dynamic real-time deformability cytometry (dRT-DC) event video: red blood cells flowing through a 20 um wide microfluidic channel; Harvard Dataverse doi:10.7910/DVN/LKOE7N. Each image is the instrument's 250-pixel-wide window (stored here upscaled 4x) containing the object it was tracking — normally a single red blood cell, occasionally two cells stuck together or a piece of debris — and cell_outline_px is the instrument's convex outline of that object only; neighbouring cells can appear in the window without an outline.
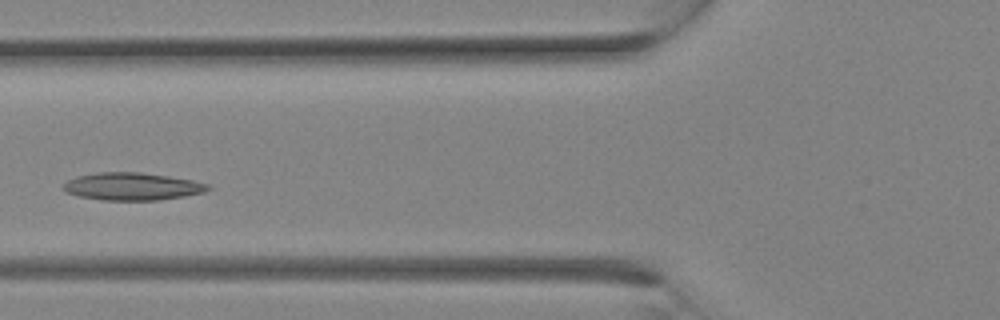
{"species": "Egyptian fruit bat (a non-hibernating species)", "species_latin": "Rousettus aegyptiacus", "temperature_condition": "room temperature", "stored_images_in_passage": 9, "camera_frame_rate_fps": 3000, "um_per_image_px": 0.085, "animal": {"sex": "female"}, "frame": {"image": 1, "passage_image": 8, "time_ms": 2.333, "image_size_px": [1000, 320], "cell_outline_px": [[212, 188], [204, 192], [184, 196], [160, 200], [104, 200], [80, 196], [64, 192], [60, 188], [68, 180], [76, 176], [96, 172], [140, 172], [168, 176], [192, 180], [208, 184]], "centroid_in_image_um": [11.21, 15.84], "position_along_channel_um": 114.6, "area_um2": 23.29}}